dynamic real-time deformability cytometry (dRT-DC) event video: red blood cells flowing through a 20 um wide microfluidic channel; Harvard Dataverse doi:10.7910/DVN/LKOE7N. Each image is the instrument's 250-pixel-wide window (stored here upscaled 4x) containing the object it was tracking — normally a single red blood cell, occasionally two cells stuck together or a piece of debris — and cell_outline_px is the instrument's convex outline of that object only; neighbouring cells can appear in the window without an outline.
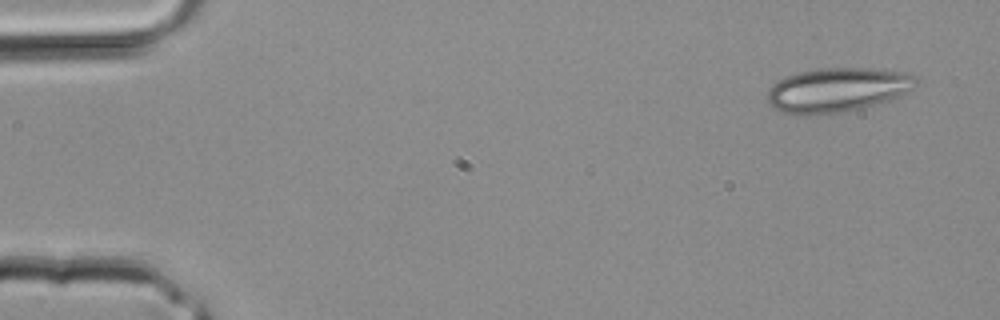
{"species": "common noctule bat (a hibernating species)", "species_latin": "Nyctalus noctula", "temperature_condition": "room temperature", "stored_images_in_passage": 2, "camera_frame_rate_fps": 3000, "um_per_image_px": 0.085, "animal": {"sex": "male", "body_mass_g": 20.4}, "frame": {"image": 1, "passage_image": 1, "time_ms": 0.0, "image_size_px": [1000, 320], "cell_outline_px": [[916, 84], [904, 96], [864, 108], [840, 112], [780, 112], [772, 108], [768, 104], [768, 92], [772, 84], [784, 76], [816, 68], [868, 68], [904, 72], [916, 76]], "centroid_in_image_um": [71.22, 7.61], "position_along_channel_um": 13.8, "area_um2": 38.03}}